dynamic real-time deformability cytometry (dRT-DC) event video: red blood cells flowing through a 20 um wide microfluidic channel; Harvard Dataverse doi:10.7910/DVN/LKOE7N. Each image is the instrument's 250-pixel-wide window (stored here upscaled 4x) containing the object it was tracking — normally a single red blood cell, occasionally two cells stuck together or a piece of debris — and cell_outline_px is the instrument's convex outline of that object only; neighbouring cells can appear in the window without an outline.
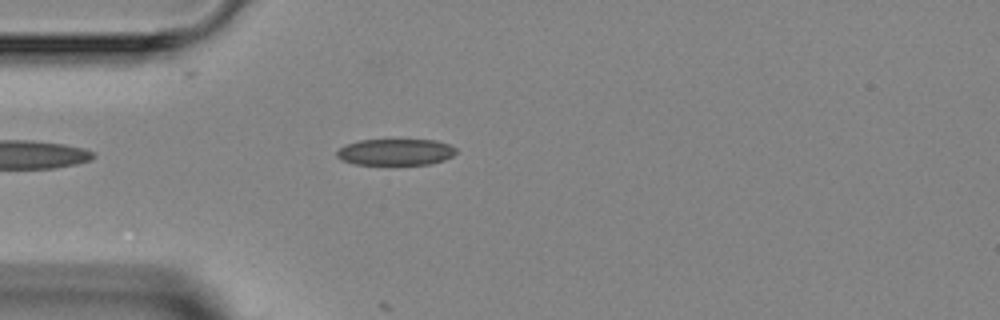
{"species": "Egyptian fruit bat (a non-hibernating species)", "species_latin": "Rousettus aegyptiacus", "temperature_condition": "room temperature", "stored_images_in_passage": 4, "camera_frame_rate_fps": 3000, "um_per_image_px": 0.085, "animal": {"sex": "female"}, "frame": {"image": 1, "passage_image": 3, "time_ms": 3.333, "image_size_px": [1000, 320], "cell_outline_px": [[456, 152], [452, 156], [444, 160], [432, 164], [356, 164], [340, 160], [336, 156], [336, 152], [340, 148], [348, 144], [360, 140], [436, 140], [448, 144], [456, 148]], "centroid_in_image_um": [33.63, 12.92], "position_along_channel_um": 51.4, "area_um2": 18.26}}